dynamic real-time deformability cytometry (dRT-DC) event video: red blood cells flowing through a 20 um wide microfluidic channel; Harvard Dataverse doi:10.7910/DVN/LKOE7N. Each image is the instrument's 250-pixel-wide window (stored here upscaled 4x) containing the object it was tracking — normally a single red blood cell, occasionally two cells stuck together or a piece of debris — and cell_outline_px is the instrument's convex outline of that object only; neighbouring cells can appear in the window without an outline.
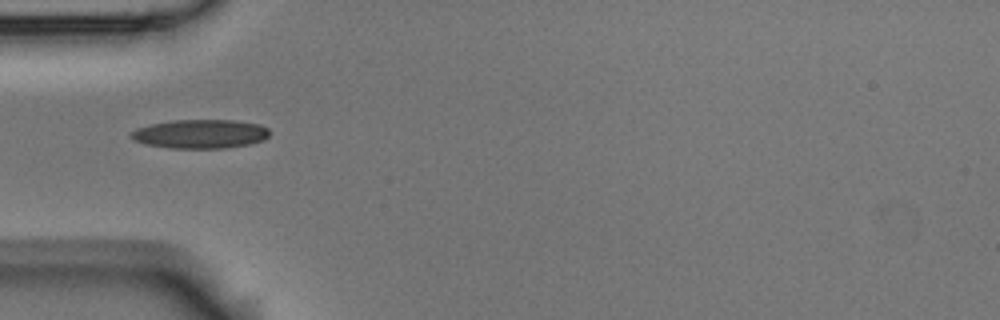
{"species": "Egyptian fruit bat (a non-hibernating species)", "species_latin": "Rousettus aegyptiacus", "temperature_condition": "room temperature", "stored_images_in_passage": 7, "camera_frame_rate_fps": 3000, "um_per_image_px": 0.085, "animal": {"sex": "male"}, "frame": {"image": 1, "passage_image": 5, "time_ms": 1.333, "image_size_px": [1000, 320], "cell_outline_px": [[268, 136], [264, 140], [248, 144], [224, 148], [172, 148], [148, 144], [132, 140], [128, 136], [136, 128], [152, 124], [176, 120], [236, 120], [260, 124], [268, 128]], "centroid_in_image_um": [17.03, 11.38], "position_along_channel_um": 68.0, "area_um2": 23.24}}
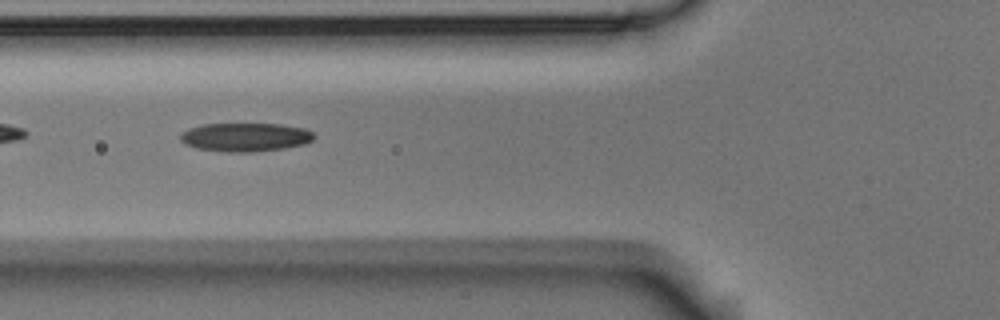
{"frame": {"image": 2, "passage_image": 6, "time_ms": 1.667, "image_size_px": [1000, 320], "cell_outline_px": [[316, 136], [312, 140], [304, 144], [284, 148], [252, 152], [228, 152], [196, 148], [184, 144], [180, 140], [180, 136], [188, 128], [204, 124], [280, 124], [304, 128], [312, 132]], "centroid_in_image_um": [20.85, 11.66], "position_along_channel_um": 104.9, "area_um2": 22.25}}
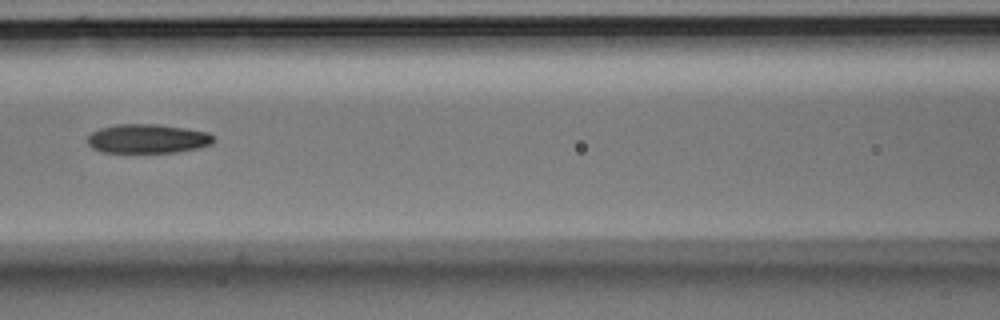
{"frame": {"image": 3, "passage_image": 7, "time_ms": 2.0, "image_size_px": [1000, 320], "cell_outline_px": [[216, 140], [212, 144], [200, 148], [176, 152], [100, 152], [92, 148], [88, 144], [88, 136], [92, 132], [100, 128], [116, 124], [156, 124], [184, 128], [208, 132]], "centroid_in_image_um": [12.55, 11.79], "position_along_channel_um": 154.0, "area_um2": 21.44}}